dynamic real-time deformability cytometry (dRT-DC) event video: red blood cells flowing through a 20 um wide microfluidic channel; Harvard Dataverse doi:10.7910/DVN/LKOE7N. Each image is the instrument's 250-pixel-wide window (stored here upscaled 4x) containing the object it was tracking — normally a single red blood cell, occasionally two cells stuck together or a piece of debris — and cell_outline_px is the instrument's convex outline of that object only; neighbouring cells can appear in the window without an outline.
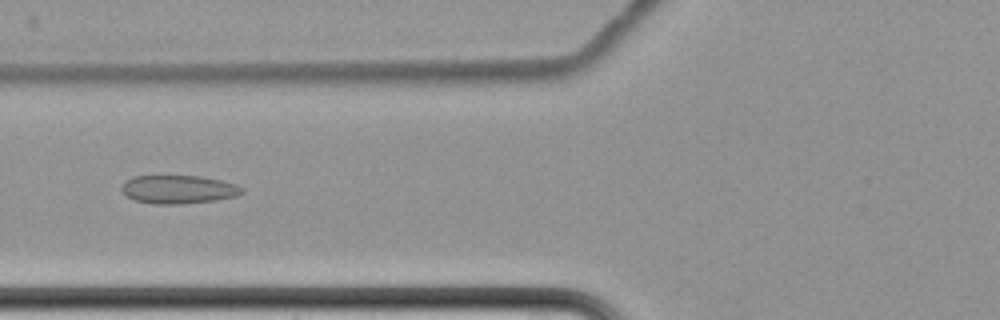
{"species": "common noctule bat (a hibernating species)", "species_latin": "Nyctalus noctula", "temperature_condition": "cold", "stored_images_in_passage": 8, "camera_frame_rate_fps": 3000, "um_per_image_px": 0.085, "animal": {"sex": "female", "body_mass_g": 22.7, "forearm_length_mm": 54.2}, "frame": {"image": 1, "passage_image": 8, "time_ms": 9.0, "image_size_px": [1000, 320], "cell_outline_px": [[244, 192], [236, 196], [216, 200], [184, 204], [156, 204], [132, 200], [120, 188], [124, 180], [132, 176], [200, 176], [220, 180], [236, 184], [244, 188]], "centroid_in_image_um": [15.15, 16.1], "position_along_channel_um": 110.6, "area_um2": 20.06}}